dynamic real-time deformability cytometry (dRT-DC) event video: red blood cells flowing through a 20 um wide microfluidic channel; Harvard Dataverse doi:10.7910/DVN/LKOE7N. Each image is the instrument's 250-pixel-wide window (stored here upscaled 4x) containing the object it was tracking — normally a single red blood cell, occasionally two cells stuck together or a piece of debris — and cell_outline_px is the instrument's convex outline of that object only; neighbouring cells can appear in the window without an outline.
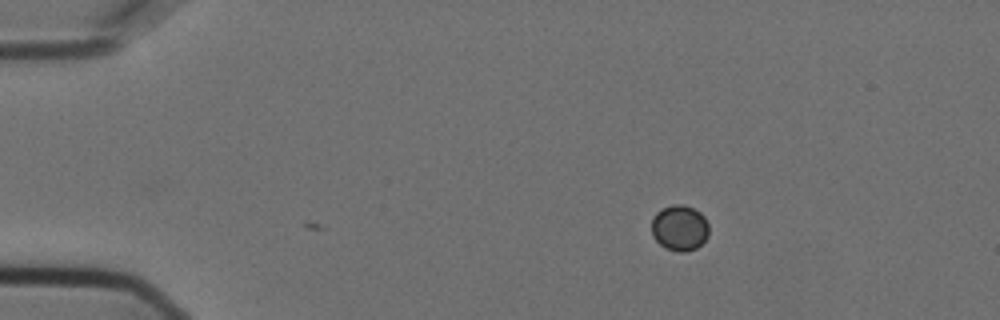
{"species": "Egyptian fruit bat (a non-hibernating species)", "species_latin": "Rousettus aegyptiacus", "temperature_condition": "cold", "stored_images_in_passage": 5, "camera_frame_rate_fps": 3000, "um_per_image_px": 0.085, "animal": {"sex": "female"}, "frame": {"image": 1, "passage_image": 5, "time_ms": 1.333, "image_size_px": [1000, 320], "cell_outline_px": [[708, 236], [696, 248], [684, 252], [680, 252], [664, 248], [652, 236], [652, 216], [656, 212], [672, 204], [684, 204], [700, 212], [704, 216], [708, 224]], "centroid_in_image_um": [57.75, 19.36], "position_along_channel_um": 27.2, "area_um2": 15.32}}